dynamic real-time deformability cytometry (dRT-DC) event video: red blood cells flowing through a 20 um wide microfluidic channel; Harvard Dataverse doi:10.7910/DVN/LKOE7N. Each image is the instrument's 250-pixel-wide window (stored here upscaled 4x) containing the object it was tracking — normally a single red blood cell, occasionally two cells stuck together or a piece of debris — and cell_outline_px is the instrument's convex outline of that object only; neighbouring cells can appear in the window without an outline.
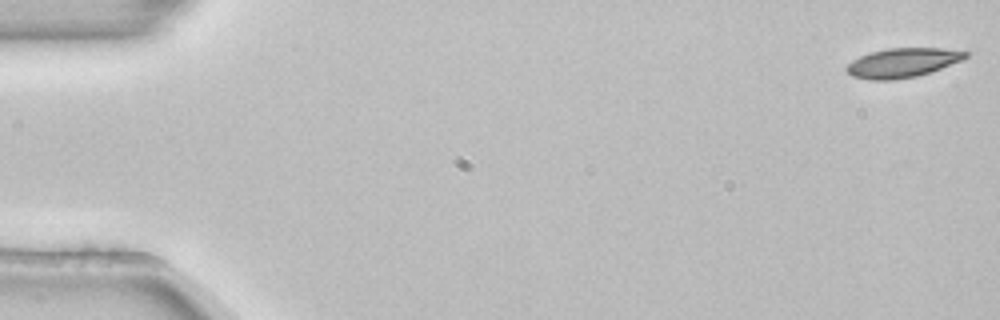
{"species": "common noctule bat (a hibernating species)", "species_latin": "Nyctalus noctula", "temperature_condition": "room temperature", "stored_images_in_passage": 54, "camera_frame_rate_fps": 3000, "um_per_image_px": 0.085, "animal": {"sex": "female", "body_mass_g": 22.7, "forearm_length_mm": 54.2}, "frame": {"image": 1, "passage_image": 1, "time_ms": 0.0, "image_size_px": [1000, 320], "cell_outline_px": [[972, 52], [964, 60], [916, 76], [892, 80], [868, 80], [852, 76], [844, 68], [852, 60], [860, 56], [872, 52], [888, 48], [940, 48]], "centroid_in_image_um": [76.73, 5.33], "position_along_channel_um": 8.3, "area_um2": 20.29}}
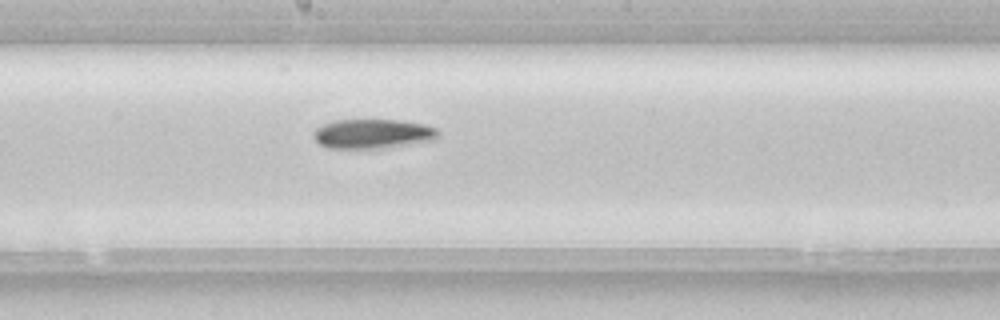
{"frame": {"image": 2, "passage_image": 29, "time_ms": 9.333, "image_size_px": [1000, 320], "cell_outline_px": [[440, 132], [432, 140], [388, 148], [328, 148], [320, 144], [312, 136], [312, 132], [316, 128], [332, 120], [400, 120], [424, 124], [436, 128]], "centroid_in_image_um": [31.65, 11.37], "position_along_channel_um": 216.5, "area_um2": 21.44}}
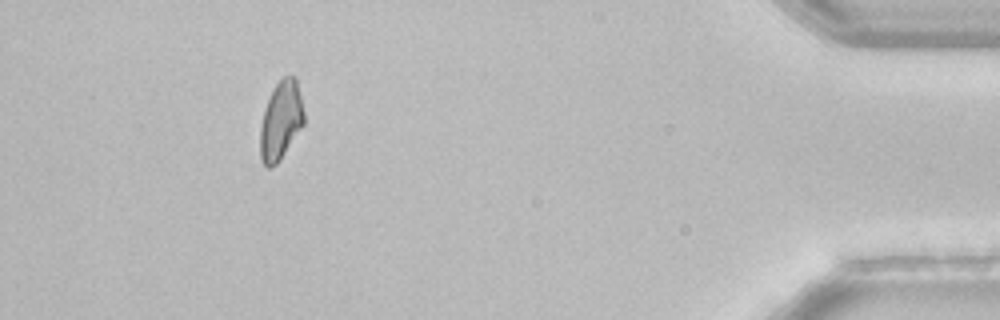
{"frame": {"image": 3, "passage_image": 49, "time_ms": 16.0, "image_size_px": [1000, 320], "cell_outline_px": [[304, 124], [280, 160], [276, 164], [268, 168], [260, 160], [260, 128], [264, 108], [268, 96], [276, 84], [284, 76], [296, 76], [304, 112]], "centroid_in_image_um": [23.86, 10.24], "position_along_channel_um": 411.3, "area_um2": 20.17}}